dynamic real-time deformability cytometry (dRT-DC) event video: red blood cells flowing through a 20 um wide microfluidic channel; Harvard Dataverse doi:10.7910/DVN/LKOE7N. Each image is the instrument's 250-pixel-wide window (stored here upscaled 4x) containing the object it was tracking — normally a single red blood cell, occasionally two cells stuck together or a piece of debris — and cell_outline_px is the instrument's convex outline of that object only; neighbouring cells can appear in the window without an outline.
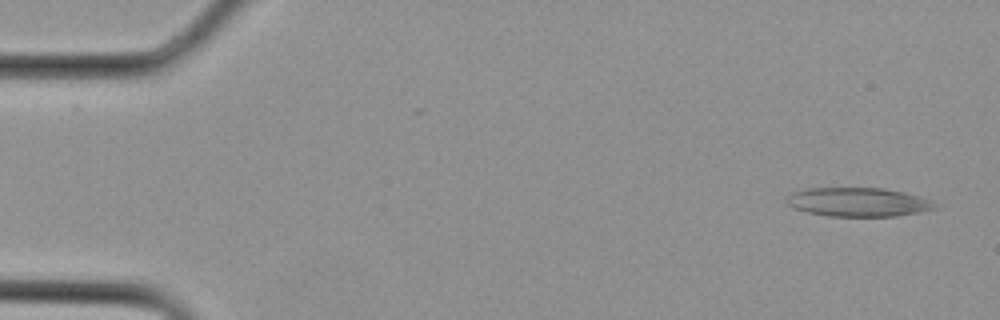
{"species": "Egyptian fruit bat (a non-hibernating species)", "species_latin": "Rousettus aegyptiacus", "temperature_condition": "cold", "stored_images_in_passage": 16, "camera_frame_rate_fps": 3000, "um_per_image_px": 0.085, "animal": {"sex": "female"}, "frame": {"image": 1, "passage_image": 1, "time_ms": 0.0, "image_size_px": [1000, 320], "cell_outline_px": [[936, 208], [920, 212], [896, 216], [828, 216], [808, 212], [792, 208], [784, 200], [792, 192], [808, 188], [884, 188], [904, 192], [920, 196], [932, 200]], "centroid_in_image_um": [72.93, 17.17], "position_along_channel_um": 12.1, "area_um2": 25.03}}
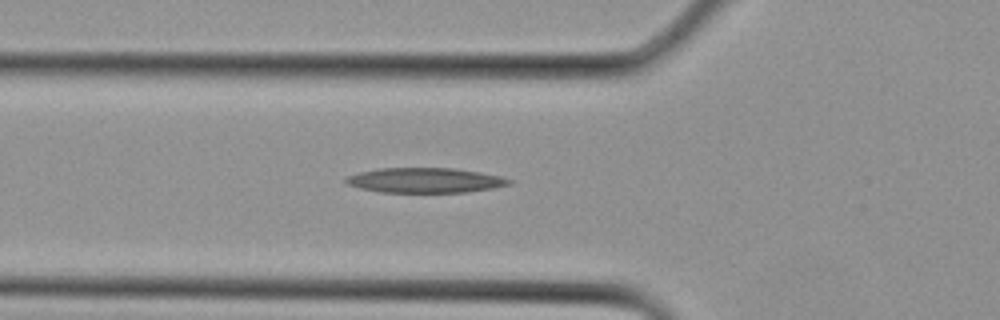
{"frame": {"image": 2, "passage_image": 10, "time_ms": 3.0, "image_size_px": [1000, 320], "cell_outline_px": [[512, 184], [492, 188], [468, 192], [380, 192], [360, 188], [348, 184], [344, 180], [348, 176], [360, 172], [380, 168], [452, 168], [480, 172], [500, 176], [512, 180]], "centroid_in_image_um": [36.15, 15.32], "position_along_channel_um": 89.7, "area_um2": 23.58}}
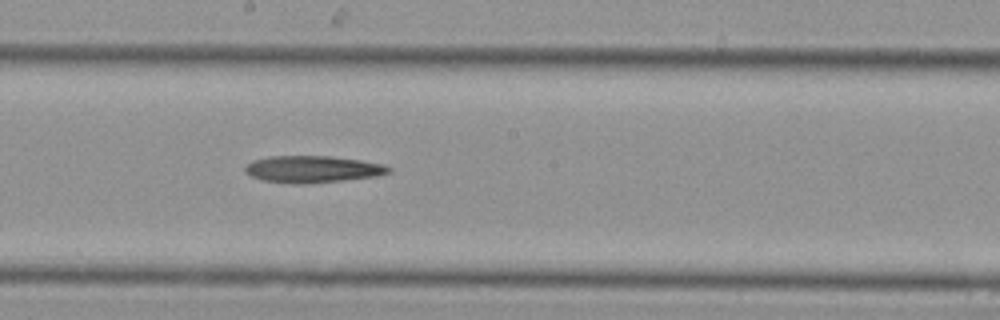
{"frame": {"image": 3, "passage_image": 16, "time_ms": 5.0, "image_size_px": [1000, 320], "cell_outline_px": [[392, 172], [376, 176], [304, 184], [300, 184], [260, 180], [244, 172], [244, 164], [252, 160], [268, 156], [332, 156], [360, 160], [384, 164], [392, 168]], "centroid_in_image_um": [26.53, 14.37], "position_along_channel_um": 221.7, "area_um2": 22.6}}